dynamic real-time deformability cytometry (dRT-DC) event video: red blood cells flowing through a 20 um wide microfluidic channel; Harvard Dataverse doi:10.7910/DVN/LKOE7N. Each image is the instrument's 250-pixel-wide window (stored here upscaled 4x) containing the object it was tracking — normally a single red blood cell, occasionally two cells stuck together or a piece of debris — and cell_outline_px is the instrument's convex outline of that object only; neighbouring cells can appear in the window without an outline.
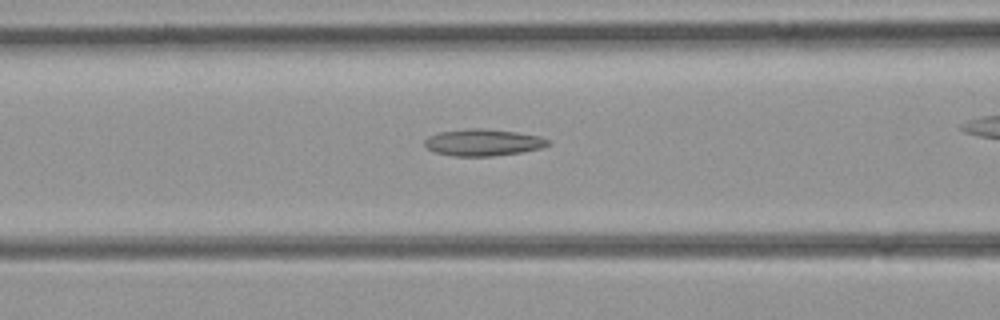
{"species": "common noctule bat (a hibernating species)", "species_latin": "Nyctalus noctula", "temperature_condition": "room temperature", "stored_images_in_passage": 28, "camera_frame_rate_fps": 3000, "um_per_image_px": 0.085, "animal": {"sex": "female", "body_mass_g": 21.9}, "frame": {"image": 1, "passage_image": 8, "time_ms": 2.333, "image_size_px": [1000, 320], "cell_outline_px": [[552, 144], [540, 148], [520, 152], [492, 156], [456, 156], [436, 152], [428, 148], [424, 144], [424, 140], [428, 136], [440, 132], [468, 128], [484, 128], [516, 132], [540, 136], [552, 140]], "centroid_in_image_um": [41.1, 12.1], "position_along_channel_um": 125.5, "area_um2": 19.25}}
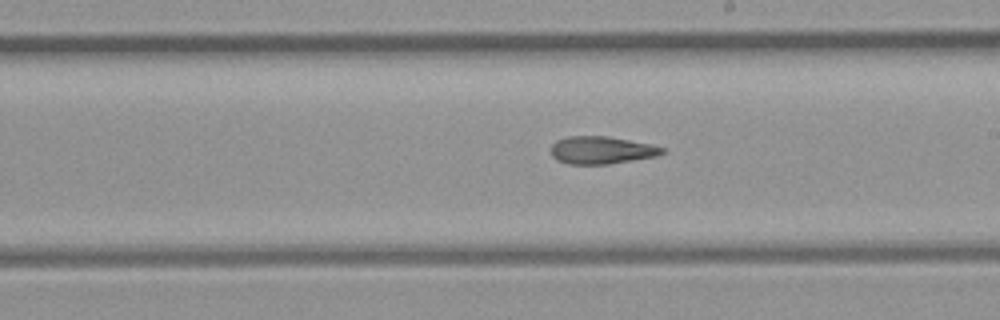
{"frame": {"image": 2, "passage_image": 16, "time_ms": 5.0, "image_size_px": [1000, 320], "cell_outline_px": [[664, 152], [656, 156], [608, 164], [568, 164], [556, 160], [552, 156], [552, 144], [556, 140], [568, 136], [608, 136], [652, 144], [664, 148]], "centroid_in_image_um": [51.11, 12.76], "position_along_channel_um": 237.9, "area_um2": 17.86}}
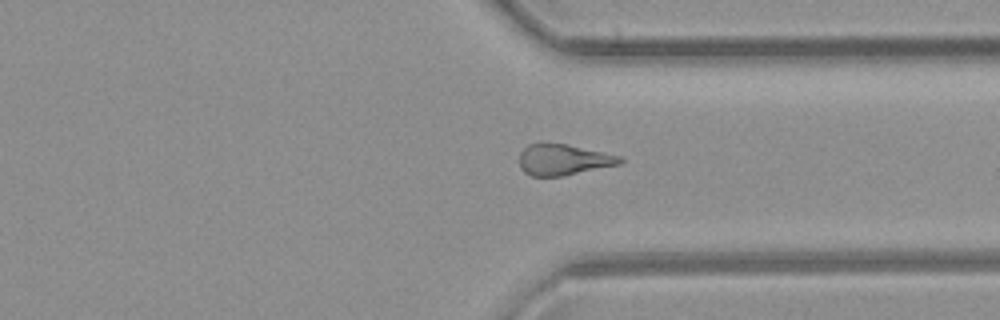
{"frame": {"image": 3, "passage_image": 25, "time_ms": 8.0, "image_size_px": [1000, 320], "cell_outline_px": [[624, 160], [620, 164], [564, 176], [532, 176], [524, 172], [520, 168], [520, 152], [528, 144], [540, 140], [544, 140], [624, 156]], "centroid_in_image_um": [47.87, 13.54], "position_along_channel_um": 363.5, "area_um2": 18.67}}